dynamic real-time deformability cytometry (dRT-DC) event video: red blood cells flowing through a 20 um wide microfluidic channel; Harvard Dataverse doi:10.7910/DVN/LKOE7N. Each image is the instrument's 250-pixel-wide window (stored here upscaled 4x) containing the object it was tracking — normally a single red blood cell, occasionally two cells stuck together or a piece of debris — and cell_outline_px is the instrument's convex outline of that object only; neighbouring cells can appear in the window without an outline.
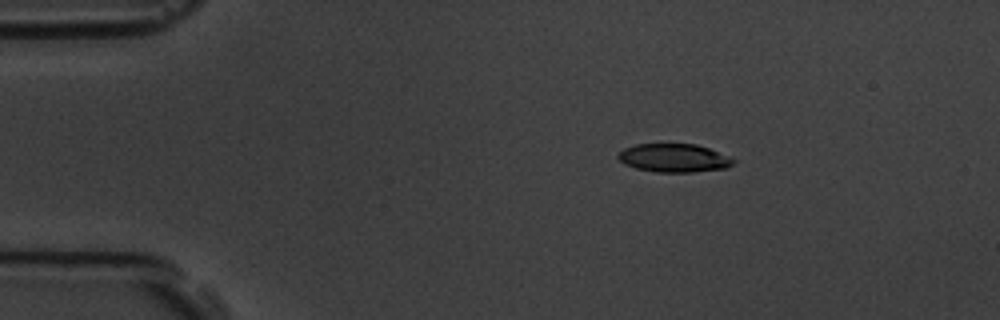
{"species": "common noctule bat (a hibernating species)", "species_latin": "Nyctalus noctula", "temperature_condition": "room temperature", "stored_images_in_passage": 4, "camera_frame_rate_fps": 3000, "um_per_image_px": 0.085, "animal": {"sex": "male", "body_mass_g": 19.5, "forearm_length_mm": 54.6}, "frame": {"image": 1, "passage_image": 2, "time_ms": 1.333, "image_size_px": [1000, 320], "cell_outline_px": [[736, 160], [732, 164], [724, 168], [692, 172], [656, 172], [636, 168], [624, 164], [616, 156], [624, 148], [636, 144], [696, 144], [732, 156]], "centroid_in_image_um": [57.3, 13.42], "position_along_channel_um": 27.7, "area_um2": 19.07}}
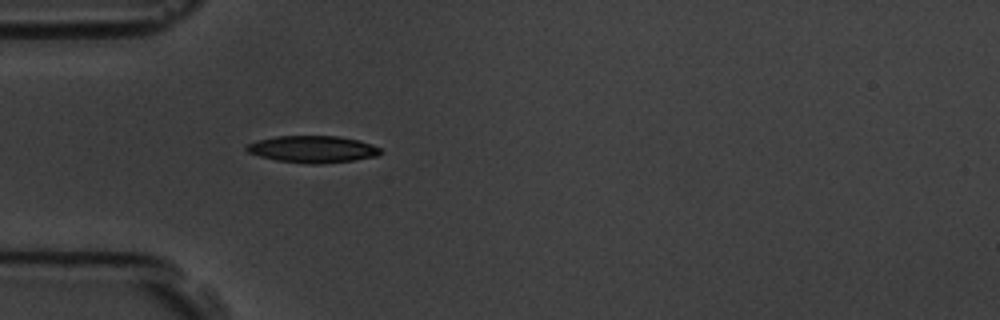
{"frame": {"image": 2, "passage_image": 4, "time_ms": 3.667, "image_size_px": [1000, 320], "cell_outline_px": [[384, 152], [376, 156], [352, 160], [320, 164], [308, 164], [276, 160], [260, 156], [248, 152], [244, 148], [248, 144], [260, 140], [276, 136], [340, 136], [360, 140], [372, 144], [380, 148]], "centroid_in_image_um": [26.61, 12.68], "position_along_channel_um": 58.4, "area_um2": 20.98}}